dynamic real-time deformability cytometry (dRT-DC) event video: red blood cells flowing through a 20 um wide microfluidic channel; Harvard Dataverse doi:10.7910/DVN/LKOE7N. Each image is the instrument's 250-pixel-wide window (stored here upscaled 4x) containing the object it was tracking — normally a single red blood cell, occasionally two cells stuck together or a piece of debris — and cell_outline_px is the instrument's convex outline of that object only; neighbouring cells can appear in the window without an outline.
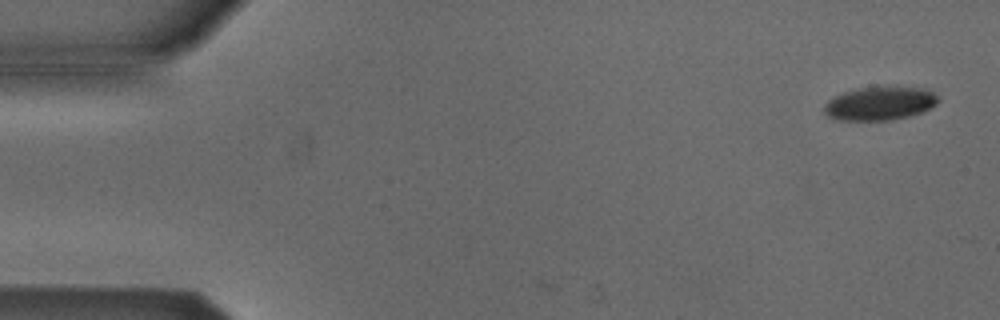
{"species": "Egyptian fruit bat (a non-hibernating species)", "species_latin": "Rousettus aegyptiacus", "temperature_condition": "cold", "stored_images_in_passage": 5, "camera_frame_rate_fps": 3000, "um_per_image_px": 0.085, "animal": {"sex": "male"}, "frame": {"image": 1, "passage_image": 1, "time_ms": 0.0, "image_size_px": [1000, 320], "cell_outline_px": [[940, 100], [936, 104], [920, 112], [908, 116], [892, 120], [836, 120], [828, 116], [824, 112], [824, 104], [828, 100], [844, 92], [856, 88], [920, 88], [932, 92]], "centroid_in_image_um": [74.73, 8.82], "position_along_channel_um": 10.3, "area_um2": 21.73}}
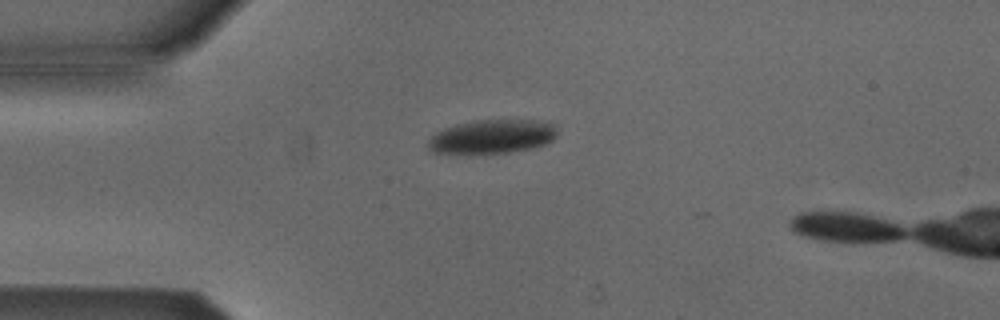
{"frame": {"image": 2, "passage_image": 4, "time_ms": 3.667, "image_size_px": [1000, 320], "cell_outline_px": [[556, 136], [552, 140], [544, 144], [532, 148], [508, 152], [432, 152], [428, 148], [428, 140], [436, 132], [444, 128], [456, 124], [476, 120], [540, 120], [556, 124]], "centroid_in_image_um": [41.87, 11.58], "position_along_channel_um": 43.1, "area_um2": 25.14}}